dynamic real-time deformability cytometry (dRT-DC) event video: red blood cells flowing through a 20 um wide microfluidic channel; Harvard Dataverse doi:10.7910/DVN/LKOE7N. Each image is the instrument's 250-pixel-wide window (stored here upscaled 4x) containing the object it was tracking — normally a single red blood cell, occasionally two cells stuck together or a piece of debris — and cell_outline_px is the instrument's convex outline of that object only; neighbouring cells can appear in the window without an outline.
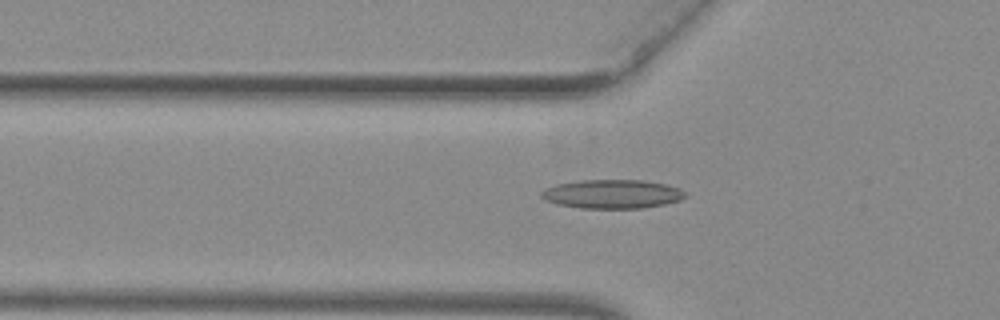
{"species": "common noctule bat (a hibernating species)", "species_latin": "Nyctalus noctula", "temperature_condition": "warm", "stored_images_in_passage": 52, "camera_frame_rate_fps": 3000, "um_per_image_px": 0.085, "animal": {"sex": "female", "body_mass_g": 29.2, "forearm_length_mm": 56.3}, "frame": {"image": 1, "passage_image": 18, "time_ms": 5.667, "image_size_px": [1000, 320], "cell_outline_px": [[684, 196], [680, 200], [664, 204], [640, 208], [580, 208], [556, 204], [544, 200], [540, 196], [540, 192], [544, 188], [556, 184], [580, 180], [644, 180], [664, 184], [680, 188], [684, 192]], "centroid_in_image_um": [51.97, 16.49], "position_along_channel_um": 73.8, "area_um2": 24.22}}
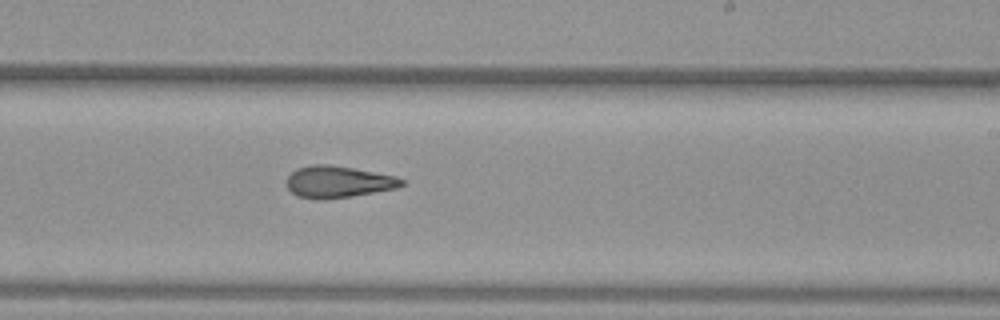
{"frame": {"image": 2, "passage_image": 32, "time_ms": 10.333, "image_size_px": [1000, 320], "cell_outline_px": [[404, 184], [396, 188], [352, 196], [324, 200], [296, 196], [288, 188], [288, 176], [296, 168], [312, 164], [328, 164], [352, 168], [396, 176], [404, 180]], "centroid_in_image_um": [28.73, 15.45], "position_along_channel_um": 260.3, "area_um2": 21.15}}
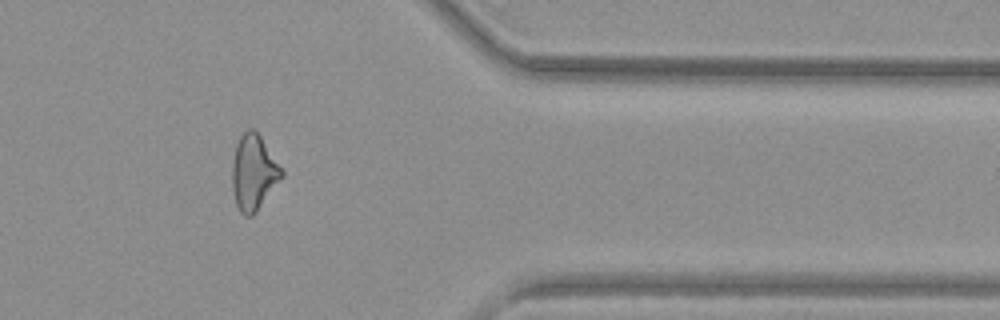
{"frame": {"image": 3, "passage_image": 43, "time_ms": 14.0, "image_size_px": [1000, 320], "cell_outline_px": [[284, 176], [256, 212], [252, 216], [244, 216], [240, 212], [236, 204], [232, 188], [232, 164], [236, 144], [240, 136], [248, 128], [252, 128], [260, 136], [284, 172]], "centroid_in_image_um": [21.55, 14.68], "position_along_channel_um": 389.9, "area_um2": 21.62}, "authors_computed_cell_mechanics": {"area_um2": 21.9351, "velocity_mm_per_s": 3.9845, "shape_relaxation_time_tau1_ms": 9.1423, "shape_relaxation_time_tau2_ms": 3.1656, "deformation_change_tau1": 0.2521, "deformation_change_tau2": 0.1208}}